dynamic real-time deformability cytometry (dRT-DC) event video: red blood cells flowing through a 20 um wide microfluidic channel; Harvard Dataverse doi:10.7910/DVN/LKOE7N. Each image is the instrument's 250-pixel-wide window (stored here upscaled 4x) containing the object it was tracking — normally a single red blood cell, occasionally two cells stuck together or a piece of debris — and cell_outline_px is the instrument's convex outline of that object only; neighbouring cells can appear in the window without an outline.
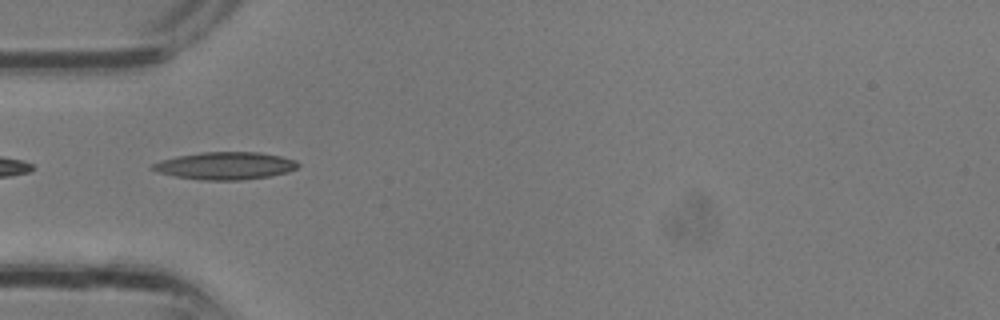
{"species": "common noctule bat (a hibernating species)", "species_latin": "Nyctalus noctula", "temperature_condition": "room temperature", "stored_images_in_passage": 2, "camera_frame_rate_fps": 3000, "um_per_image_px": 0.085, "animal": {"sex": "male", "body_mass_g": 13.3}, "frame": {"image": 1, "passage_image": 2, "time_ms": 0.333, "image_size_px": [1000, 320], "cell_outline_px": [[300, 164], [296, 168], [288, 172], [272, 176], [240, 180], [200, 180], [176, 176], [160, 172], [148, 168], [152, 164], [160, 160], [176, 156], [200, 152], [260, 152], [280, 156], [296, 160]], "centroid_in_image_um": [19.15, 14.08], "position_along_channel_um": 65.9, "area_um2": 23.41}}